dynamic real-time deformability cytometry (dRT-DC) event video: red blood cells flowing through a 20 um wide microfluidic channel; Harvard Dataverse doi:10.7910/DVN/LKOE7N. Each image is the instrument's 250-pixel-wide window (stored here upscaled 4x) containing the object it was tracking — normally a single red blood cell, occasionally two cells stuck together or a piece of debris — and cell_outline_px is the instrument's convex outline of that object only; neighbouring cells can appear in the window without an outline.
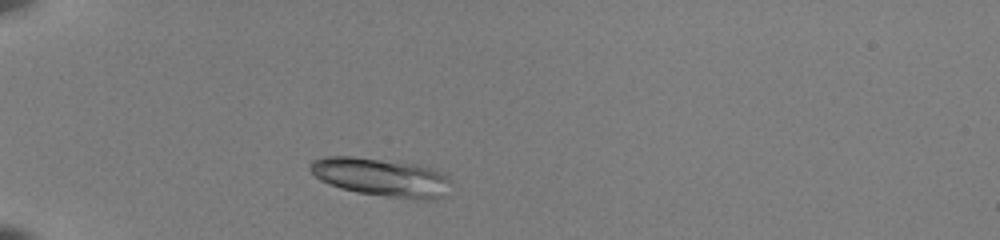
{"species": "common noctule bat (a hibernating species)", "species_latin": "Nyctalus noctula", "temperature_condition": "room temperature", "stored_images_in_passage": 38, "camera_frame_rate_fps": 3000, "um_per_image_px": 0.085, "animal": {"sex": "female", "body_mass_g": 22.0, "forearm_length_mm": 56.7}, "frame": {"image": 1, "passage_image": 1, "time_ms": 0.0, "image_size_px": [1000, 240], "cell_outline_px": [[452, 180], [444, 196], [436, 200], [412, 200], [360, 192], [340, 188], [320, 180], [308, 168], [308, 164], [312, 160], [324, 156], [352, 156], [416, 164], [432, 168], [448, 176]], "centroid_in_image_um": [32.43, 15.07], "position_along_channel_um": 52.6, "area_um2": 31.62}}
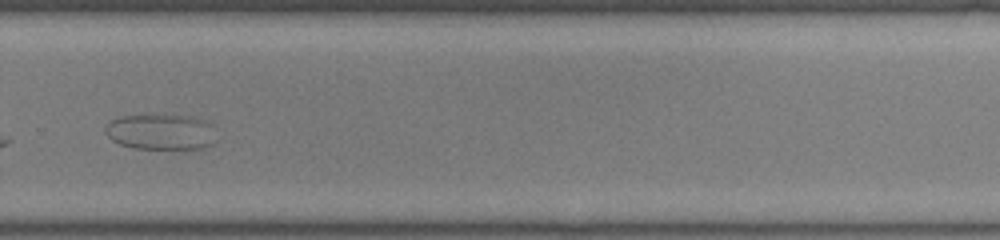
{"frame": {"image": 2, "passage_image": 24, "time_ms": 7.667, "image_size_px": [1000, 240], "cell_outline_px": [[216, 144], [204, 148], [132, 148], [120, 144], [112, 140], [108, 136], [104, 128], [112, 120], [124, 116], [180, 116], [204, 120], [208, 124]], "centroid_in_image_um": [13.63, 11.24], "position_along_channel_um": 316.2, "area_um2": 22.25}}
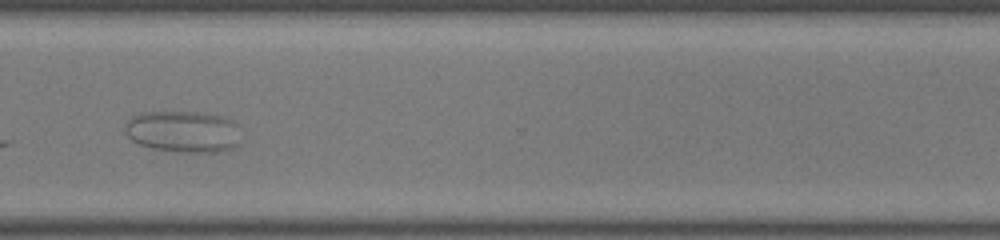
{"frame": {"image": 3, "passage_image": 27, "time_ms": 8.667, "image_size_px": [1000, 240], "cell_outline_px": [[240, 144], [232, 148], [220, 152], [176, 152], [152, 148], [140, 144], [132, 140], [124, 132], [124, 124], [132, 116], [148, 112], [196, 112], [220, 116], [232, 120], [240, 124]], "centroid_in_image_um": [15.61, 11.19], "position_along_channel_um": 355.0, "area_um2": 28.5}}